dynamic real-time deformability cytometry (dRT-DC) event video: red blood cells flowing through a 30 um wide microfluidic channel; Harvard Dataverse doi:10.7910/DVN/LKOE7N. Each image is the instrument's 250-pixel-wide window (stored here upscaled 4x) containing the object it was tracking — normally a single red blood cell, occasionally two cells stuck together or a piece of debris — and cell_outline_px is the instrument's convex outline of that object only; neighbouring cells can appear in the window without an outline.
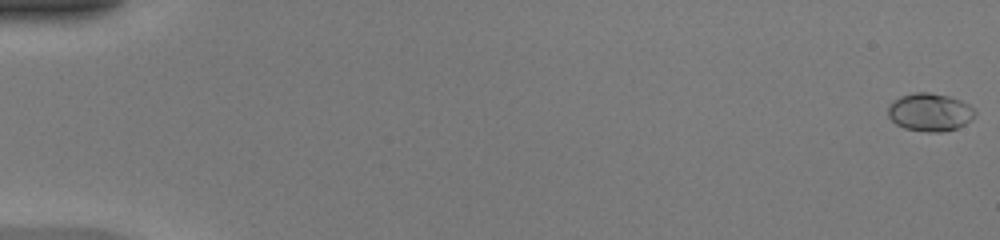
{"species": "common noctule bat (a hibernating species)", "species_latin": "Nyctalus noctula", "temperature_condition": "warm", "stored_images_in_passage": 50, "camera_frame_rate_fps": 3000, "um_per_image_px": 0.085, "animal": {"sex": "female", "body_mass_g": 20.0, "forearm_length_mm": 54.0}, "frame": {"image": 1, "passage_image": 1, "time_ms": 0.0, "image_size_px": [1000, 240], "cell_outline_px": [[976, 112], [964, 124], [956, 128], [944, 132], [928, 132], [904, 128], [896, 124], [888, 116], [888, 104], [892, 100], [900, 96], [912, 92], [928, 92], [948, 96], [960, 100], [968, 104]], "centroid_in_image_um": [78.98, 9.52], "position_along_channel_um": 6.0, "area_um2": 19.19}}
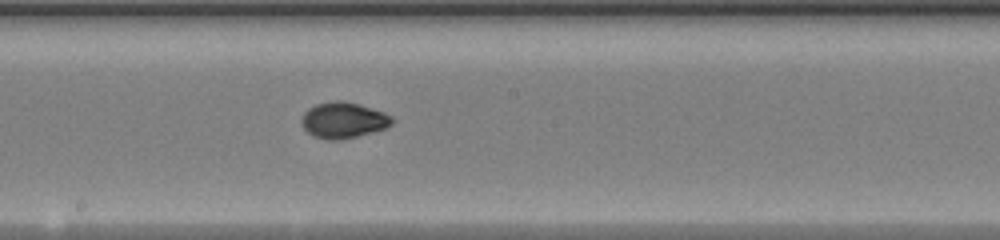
{"frame": {"image": 2, "passage_image": 29, "time_ms": 9.333, "image_size_px": [1000, 240], "cell_outline_px": [[396, 120], [392, 124], [384, 128], [356, 136], [340, 140], [328, 140], [312, 136], [304, 128], [300, 120], [304, 112], [308, 108], [316, 104], [332, 100], [340, 100], [360, 104], [384, 112], [392, 116]], "centroid_in_image_um": [29.17, 10.2], "position_along_channel_um": 219.0, "area_um2": 19.07}}
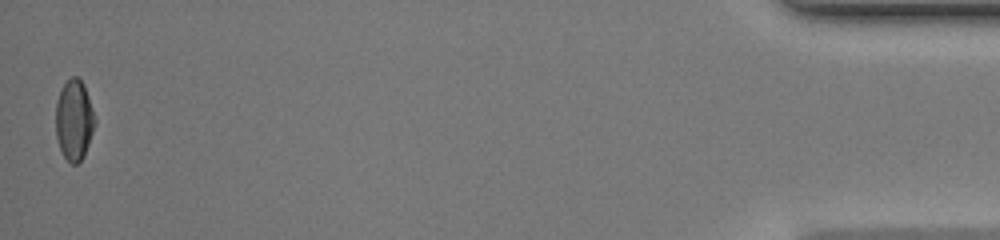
{"frame": {"image": 3, "passage_image": 50, "time_ms": 16.333, "image_size_px": [1000, 240], "cell_outline_px": [[96, 124], [84, 156], [76, 164], [72, 164], [64, 156], [60, 148], [56, 136], [56, 100], [64, 84], [72, 76], [76, 76], [84, 84], [96, 120]], "centroid_in_image_um": [6.31, 10.21], "position_along_channel_um": 428.9, "area_um2": 18.26}, "authors_computed_cell_mechanics": {"area_um2": 18.0914, "velocity_mm_per_s": 4.2454, "shape_relaxation_time_tau1_ms": 4.8876, "shape_relaxation_time_tau2_ms": 1.2405, "deformation_change_tau1": 0.2166, "deformation_change_tau2": 0.0315}}